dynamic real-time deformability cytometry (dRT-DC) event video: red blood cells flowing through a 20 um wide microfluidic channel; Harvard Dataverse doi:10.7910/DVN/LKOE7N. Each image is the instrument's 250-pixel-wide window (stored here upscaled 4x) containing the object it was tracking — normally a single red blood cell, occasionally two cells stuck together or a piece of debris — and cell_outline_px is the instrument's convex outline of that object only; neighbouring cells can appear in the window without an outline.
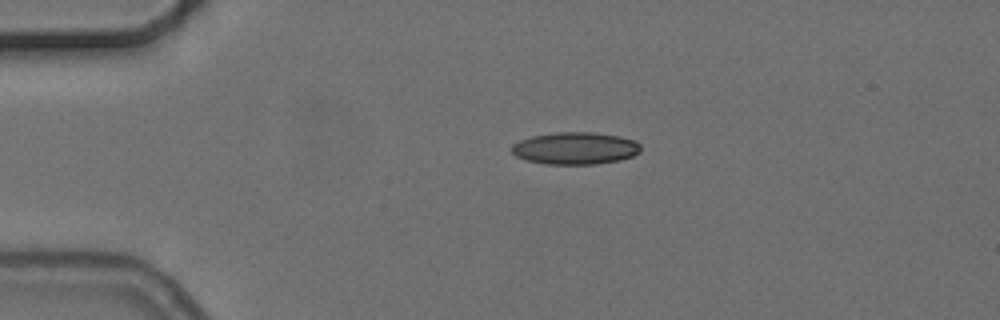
{"species": "common noctule bat (a hibernating species)", "species_latin": "Nyctalus noctula", "temperature_condition": "cold", "stored_images_in_passage": 2, "camera_frame_rate_fps": 3000, "um_per_image_px": 0.085, "animal": {"sex": "female", "body_mass_g": 24.6, "forearm_length_mm": 56.2}, "frame": {"image": 1, "passage_image": 1, "time_ms": 0.0, "image_size_px": [1000, 320], "cell_outline_px": [[640, 152], [632, 156], [620, 160], [596, 164], [544, 164], [524, 160], [516, 156], [512, 152], [512, 144], [520, 140], [532, 136], [556, 132], [592, 132], [620, 136], [636, 140], [640, 144]], "centroid_in_image_um": [48.9, 12.6], "position_along_channel_um": 36.1, "area_um2": 24.39}}